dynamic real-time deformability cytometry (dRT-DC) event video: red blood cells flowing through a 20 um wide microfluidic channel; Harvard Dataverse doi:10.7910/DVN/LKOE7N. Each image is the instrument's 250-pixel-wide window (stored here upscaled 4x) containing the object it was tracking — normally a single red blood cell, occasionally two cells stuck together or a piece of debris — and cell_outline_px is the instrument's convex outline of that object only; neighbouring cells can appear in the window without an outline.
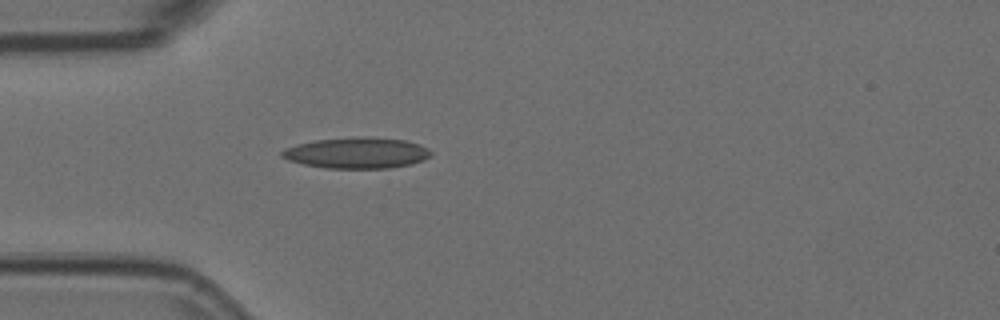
{"species": "Egyptian fruit bat (a non-hibernating species)", "species_latin": "Rousettus aegyptiacus", "temperature_condition": "room temperature", "stored_images_in_passage": 4, "camera_frame_rate_fps": 3000, "um_per_image_px": 0.085, "animal": {"sex": "female"}, "frame": {"image": 1, "passage_image": 4, "time_ms": 1.0, "image_size_px": [1000, 320], "cell_outline_px": [[432, 156], [424, 160], [412, 164], [388, 168], [324, 168], [304, 164], [288, 160], [280, 156], [280, 152], [284, 148], [296, 144], [312, 140], [356, 136], [376, 136], [404, 140], [420, 144], [428, 148], [432, 152]], "centroid_in_image_um": [30.34, 12.98], "position_along_channel_um": 54.7, "area_um2": 27.46}}